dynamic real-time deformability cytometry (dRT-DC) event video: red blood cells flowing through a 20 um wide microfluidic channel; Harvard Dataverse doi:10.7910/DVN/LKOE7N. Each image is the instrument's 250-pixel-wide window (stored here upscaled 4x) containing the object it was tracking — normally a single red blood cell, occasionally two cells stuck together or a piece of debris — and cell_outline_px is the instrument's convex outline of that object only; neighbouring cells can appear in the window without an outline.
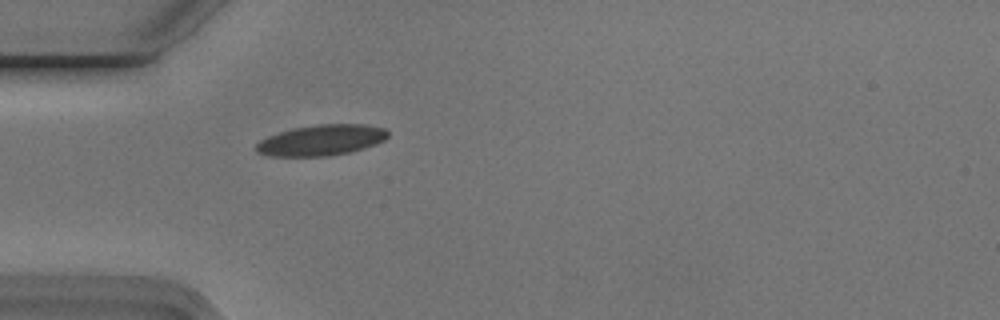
{"species": "Egyptian fruit bat (a non-hibernating species)", "species_latin": "Rousettus aegyptiacus", "temperature_condition": "cold", "stored_images_in_passage": 1, "camera_frame_rate_fps": 3000, "um_per_image_px": 0.085, "animal": {"sex": "male"}, "frame": {"image": 1, "passage_image": 1, "time_ms": 0.0, "image_size_px": [1000, 320], "cell_outline_px": [[388, 136], [384, 140], [376, 144], [364, 148], [348, 152], [328, 156], [272, 156], [256, 152], [256, 144], [260, 140], [268, 136], [280, 132], [296, 128], [316, 124], [364, 124], [384, 128], [388, 132]], "centroid_in_image_um": [27.32, 11.91], "position_along_channel_um": 57.7, "area_um2": 23.47}}